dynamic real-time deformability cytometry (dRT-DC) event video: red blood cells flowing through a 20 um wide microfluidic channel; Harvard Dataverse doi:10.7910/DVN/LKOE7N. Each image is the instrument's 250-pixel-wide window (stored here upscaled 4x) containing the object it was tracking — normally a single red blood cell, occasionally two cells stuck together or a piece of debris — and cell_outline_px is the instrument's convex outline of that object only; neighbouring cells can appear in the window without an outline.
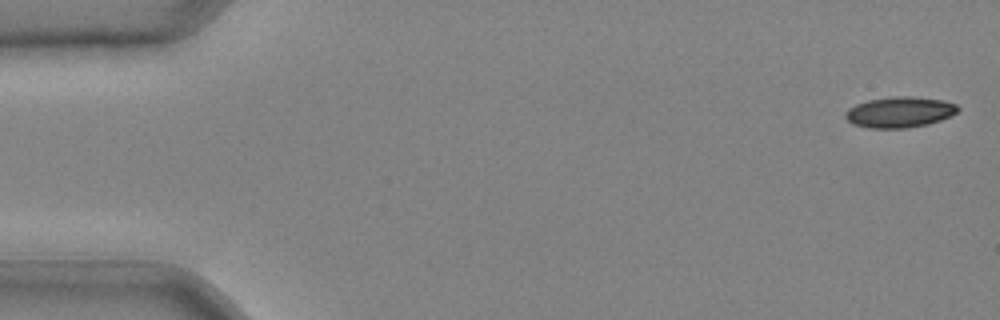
{"species": "common noctule bat (a hibernating species)", "species_latin": "Nyctalus noctula", "temperature_condition": "cold", "stored_images_in_passage": 40, "camera_frame_rate_fps": 3000, "um_per_image_px": 0.085, "animal": {"sex": "male", "body_mass_g": 20.4}, "frame": {"image": 1, "passage_image": 1, "time_ms": 0.0, "image_size_px": [1000, 320], "cell_outline_px": [[960, 108], [956, 112], [940, 120], [928, 124], [908, 128], [868, 128], [852, 124], [844, 116], [844, 112], [848, 108], [856, 104], [868, 100], [892, 96], [912, 96], [944, 100], [956, 104]], "centroid_in_image_um": [76.44, 9.53], "position_along_channel_um": 8.6, "area_um2": 20.29}}
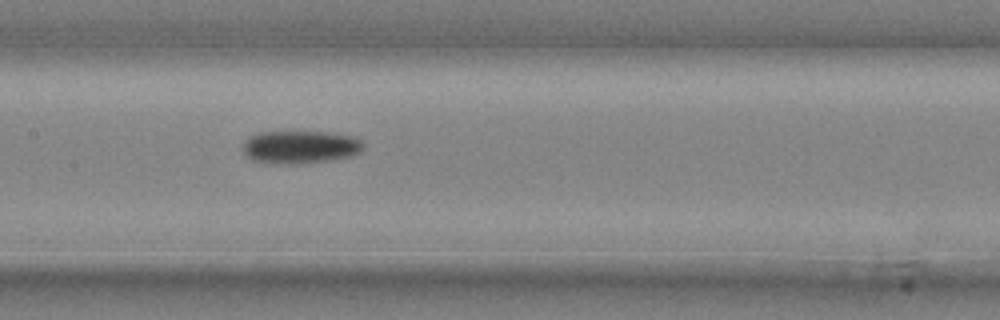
{"frame": {"image": 2, "passage_image": 21, "time_ms": 6.667, "image_size_px": [1000, 320], "cell_outline_px": [[364, 148], [360, 152], [352, 156], [332, 160], [300, 164], [276, 164], [252, 160], [244, 152], [244, 144], [248, 136], [260, 132], [328, 132], [356, 136], [364, 144]], "centroid_in_image_um": [25.57, 12.5], "position_along_channel_um": 181.8, "area_um2": 23.35}}
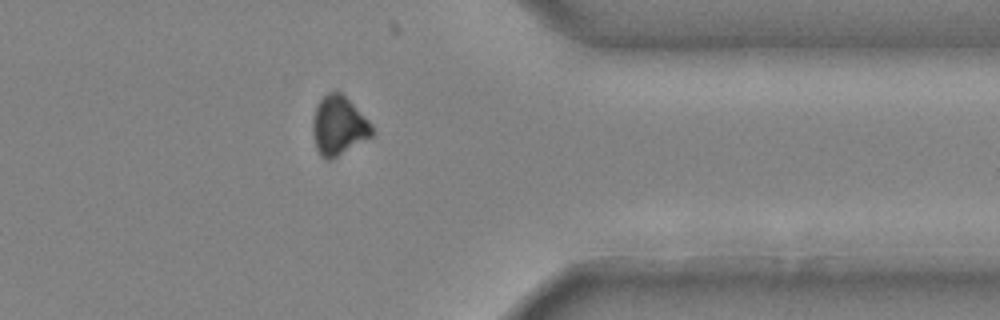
{"frame": {"image": 3, "passage_image": 35, "time_ms": 11.333, "image_size_px": [1000, 320], "cell_outline_px": [[372, 136], [336, 156], [328, 160], [324, 160], [320, 156], [316, 148], [312, 136], [312, 120], [316, 104], [328, 92], [340, 92], [372, 124]], "centroid_in_image_um": [28.73, 10.69], "position_along_channel_um": 382.7, "area_um2": 20.11}}